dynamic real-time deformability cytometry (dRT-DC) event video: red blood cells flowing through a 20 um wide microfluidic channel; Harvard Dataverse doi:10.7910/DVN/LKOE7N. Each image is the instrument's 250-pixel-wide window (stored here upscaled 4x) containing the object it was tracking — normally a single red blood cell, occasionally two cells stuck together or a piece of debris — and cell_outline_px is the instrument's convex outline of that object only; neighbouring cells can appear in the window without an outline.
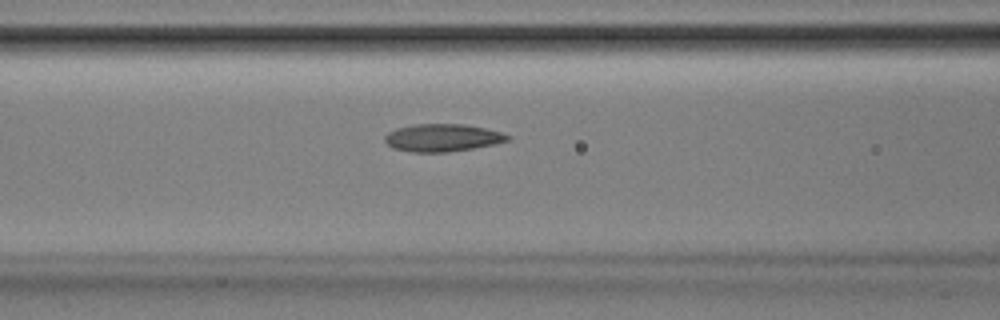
{"species": "Egyptian fruit bat (a non-hibernating species)", "species_latin": "Rousettus aegyptiacus", "temperature_condition": "room temperature", "stored_images_in_passage": 53, "camera_frame_rate_fps": 3000, "um_per_image_px": 0.085, "animal": {"sex": "male"}, "frame": {"image": 1, "passage_image": 22, "time_ms": 7.0, "image_size_px": [1000, 320], "cell_outline_px": [[512, 136], [508, 140], [496, 144], [448, 152], [412, 152], [392, 148], [384, 140], [384, 136], [388, 132], [396, 128], [416, 124], [464, 124], [484, 128], [500, 132]], "centroid_in_image_um": [37.59, 11.71], "position_along_channel_um": 129.0, "area_um2": 19.71}}
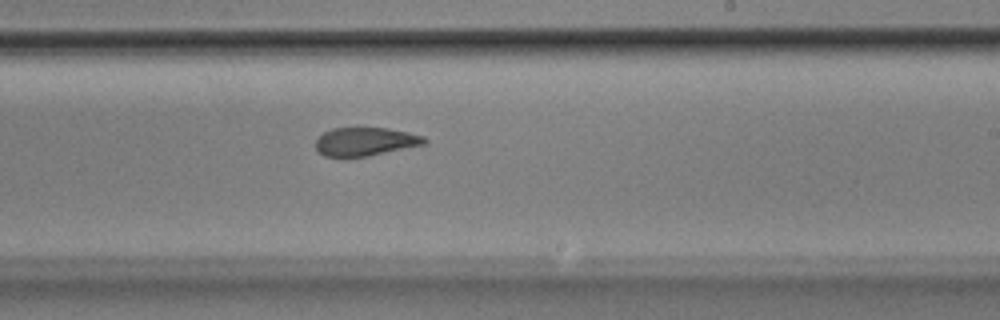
{"frame": {"image": 2, "passage_image": 32, "time_ms": 10.333, "image_size_px": [1000, 320], "cell_outline_px": [[428, 140], [424, 144], [368, 156], [324, 156], [316, 148], [316, 140], [324, 132], [332, 128], [388, 128], [408, 132], [424, 136]], "centroid_in_image_um": [31.06, 12.02], "position_along_channel_um": 257.9, "area_um2": 17.74}}
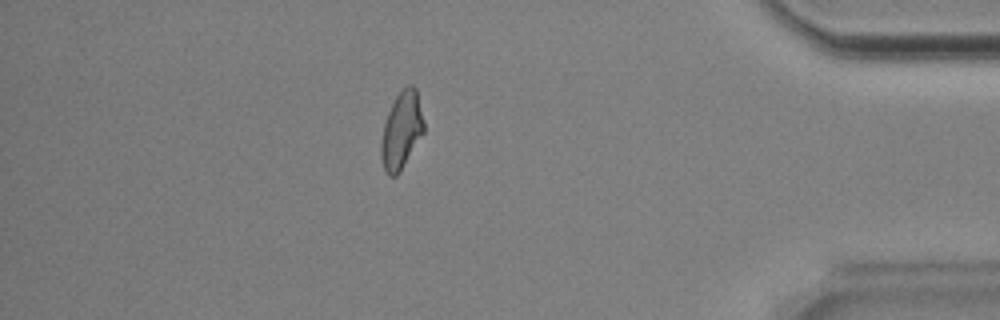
{"frame": {"image": 3, "passage_image": 46, "time_ms": 15.0, "image_size_px": [1000, 320], "cell_outline_px": [[424, 132], [400, 172], [396, 176], [388, 176], [384, 168], [380, 156], [380, 144], [384, 124], [388, 112], [396, 96], [408, 84], [412, 84], [416, 88], [424, 120]], "centroid_in_image_um": [34.13, 11.09], "position_along_channel_um": 401.1, "area_um2": 19.19}, "authors_computed_cell_mechanics": {"area_um2": 19.8832, "velocity_mm_per_s": 3.8922, "shape_relaxation_time_tau1_ms": 5.0097, "shape_relaxation_time_tau2_ms": 3.251, "deformation_change_tau1": 0.16, "deformation_change_tau2": 0.1166}}